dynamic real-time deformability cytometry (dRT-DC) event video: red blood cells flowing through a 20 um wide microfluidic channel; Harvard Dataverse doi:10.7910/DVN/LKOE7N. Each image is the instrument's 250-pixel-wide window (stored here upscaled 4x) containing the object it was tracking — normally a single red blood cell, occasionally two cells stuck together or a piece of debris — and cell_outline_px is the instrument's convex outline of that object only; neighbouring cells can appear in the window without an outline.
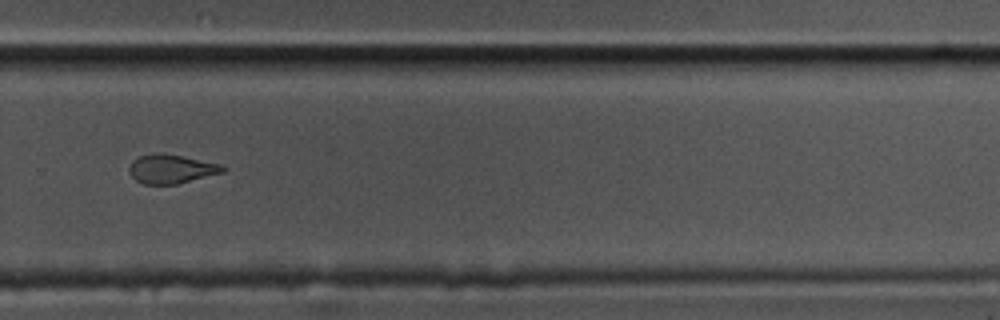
{"species": "common noctule bat (a hibernating species)", "species_latin": "Nyctalus noctula", "temperature_condition": "cold", "stored_images_in_passage": 39, "camera_frame_rate_fps": 3000, "um_per_image_px": 0.085, "animal": {"sex": "male", "body_mass_g": 17.5, "forearm_length_mm": 52.3}, "frame": {"image": 1, "passage_image": 28, "time_ms": 9.0, "image_size_px": [1000, 320], "cell_outline_px": [[228, 168], [224, 172], [176, 184], [144, 184], [136, 180], [128, 172], [128, 168], [132, 160], [140, 156], [160, 152], [220, 164]], "centroid_in_image_um": [14.53, 14.36], "position_along_channel_um": 315.3, "area_um2": 15.66}, "authors_computed_cell_mechanics": {"area_um2": 16.7042, "velocity_mm_per_s": 3.5624, "shape_relaxation_time_tau1_ms": 5.4729, "shape_relaxation_time_tau2_ms": 2.9403, "deformation_change_tau1": 0.1377, "deformation_change_tau2": 0.088}}